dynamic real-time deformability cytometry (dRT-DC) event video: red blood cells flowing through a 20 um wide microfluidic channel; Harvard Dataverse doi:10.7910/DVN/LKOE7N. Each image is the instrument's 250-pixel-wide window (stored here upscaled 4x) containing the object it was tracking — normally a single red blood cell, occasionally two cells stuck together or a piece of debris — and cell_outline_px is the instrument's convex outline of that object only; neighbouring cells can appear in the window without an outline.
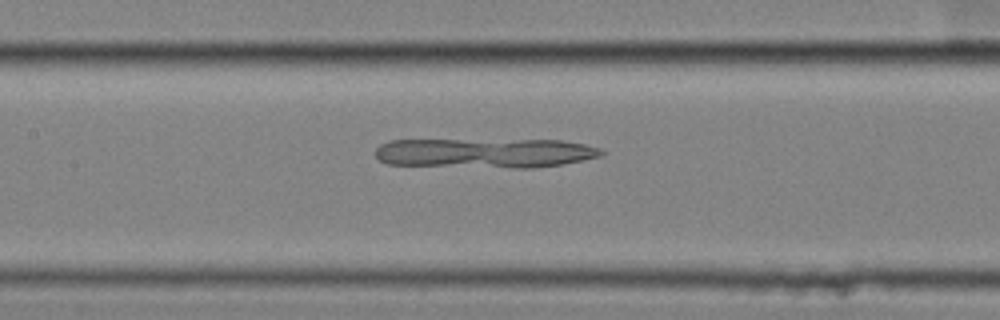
{"species": "common noctule bat (a hibernating species)", "species_latin": "Nyctalus noctula", "temperature_condition": "cold", "stored_images_in_passage": 57, "camera_frame_rate_fps": 3000, "um_per_image_px": 0.085, "animal": {"sex": "female", "body_mass_g": 25.1}, "frame": {"image": 1, "passage_image": 28, "time_ms": 9.0, "image_size_px": [1000, 320], "cell_outline_px": [[604, 152], [600, 156], [584, 160], [564, 164], [532, 168], [512, 168], [388, 164], [380, 160], [376, 156], [376, 148], [380, 144], [388, 140], [560, 140], [584, 144], [600, 148]], "centroid_in_image_um": [41.24, 13.0], "position_along_channel_um": 166.2, "area_um2": 39.19}}
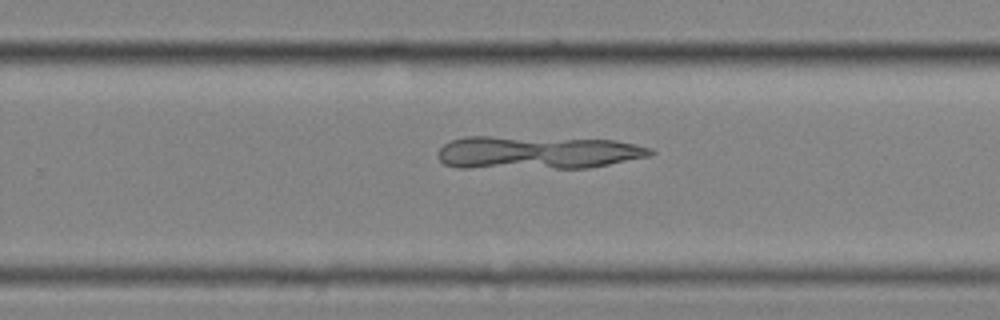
{"frame": {"image": 2, "passage_image": 38, "time_ms": 12.333, "image_size_px": [1000, 320], "cell_outline_px": [[656, 152], [652, 156], [588, 168], [460, 168], [444, 164], [436, 156], [436, 152], [444, 144], [452, 140], [464, 136], [492, 136], [616, 140], [636, 144], [652, 148]], "centroid_in_image_um": [45.67, 12.96], "position_along_channel_um": 284.1, "area_um2": 41.56}}
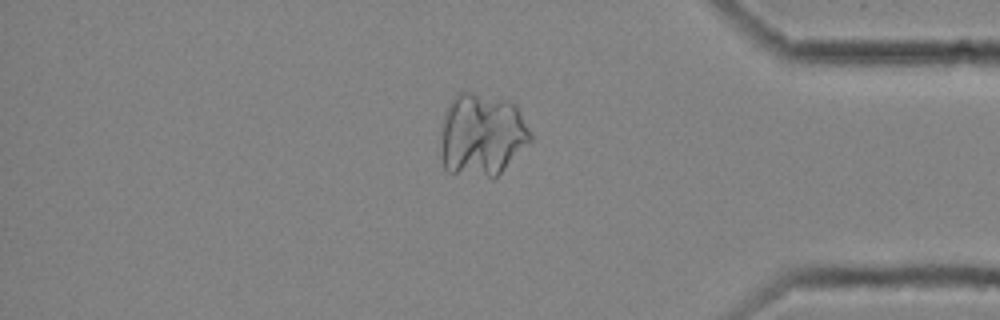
{"frame": {"image": 3, "passage_image": 49, "time_ms": 16.0, "image_size_px": [1000, 320], "cell_outline_px": [[532, 140], [492, 180], [448, 172], [444, 168], [440, 160], [440, 144], [444, 112], [456, 92], [472, 92], [508, 100], [516, 104], [532, 132]], "centroid_in_image_um": [40.94, 11.47], "position_along_channel_um": 394.3, "area_um2": 44.16}}